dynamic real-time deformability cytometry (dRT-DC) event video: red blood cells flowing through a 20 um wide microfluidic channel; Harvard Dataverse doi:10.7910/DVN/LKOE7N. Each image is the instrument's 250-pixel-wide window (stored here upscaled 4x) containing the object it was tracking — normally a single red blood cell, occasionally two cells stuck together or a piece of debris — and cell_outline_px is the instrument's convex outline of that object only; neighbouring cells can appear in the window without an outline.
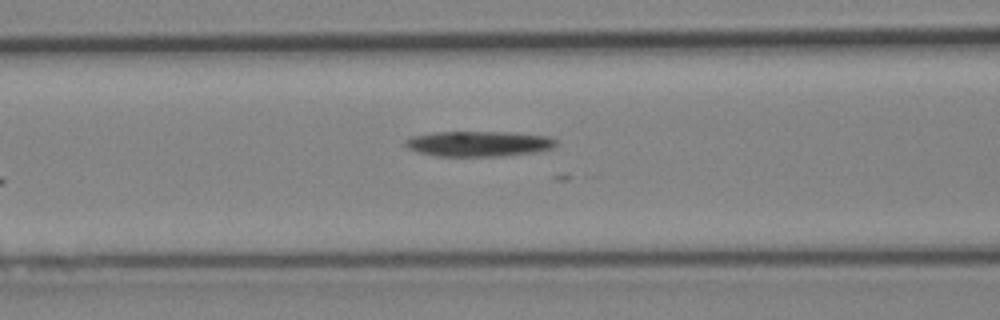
{"species": "Egyptian fruit bat (a non-hibernating species)", "species_latin": "Rousettus aegyptiacus", "temperature_condition": "cold", "stored_images_in_passage": 5, "camera_frame_rate_fps": 3000, "um_per_image_px": 0.085, "animal": {"sex": "female"}, "frame": {"image": 1, "passage_image": 5, "time_ms": 4.667, "image_size_px": [1000, 320], "cell_outline_px": [[556, 144], [552, 148], [540, 152], [504, 156], [436, 156], [416, 152], [408, 148], [404, 144], [404, 140], [412, 136], [436, 132], [512, 132], [548, 136], [556, 140]], "centroid_in_image_um": [40.7, 12.22], "position_along_channel_um": 125.9, "area_um2": 22.54}}